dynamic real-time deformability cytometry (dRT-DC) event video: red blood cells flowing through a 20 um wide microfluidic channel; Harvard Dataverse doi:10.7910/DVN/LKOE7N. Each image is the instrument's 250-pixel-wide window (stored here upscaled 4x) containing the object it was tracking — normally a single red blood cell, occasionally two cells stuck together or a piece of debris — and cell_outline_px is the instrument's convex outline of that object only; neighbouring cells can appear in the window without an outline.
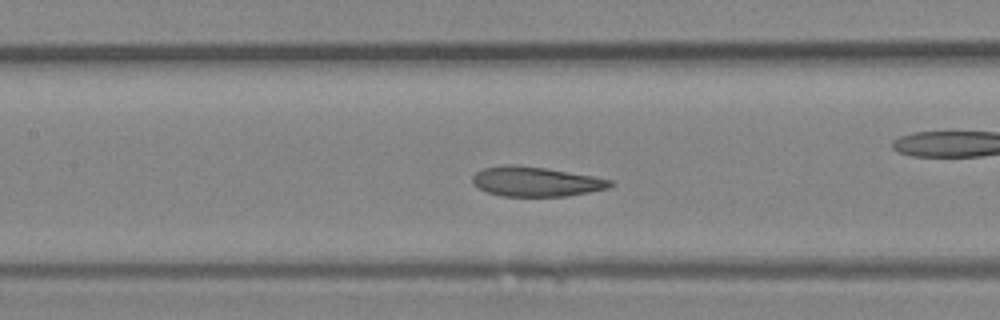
{"species": "Egyptian fruit bat (a non-hibernating species)", "species_latin": "Rousettus aegyptiacus", "temperature_condition": "room temperature", "stored_images_in_passage": 41, "camera_frame_rate_fps": 3000, "um_per_image_px": 0.085, "animal": {"sex": "female"}, "frame": {"image": 1, "passage_image": 18, "time_ms": 5.667, "image_size_px": [1000, 320], "cell_outline_px": [[616, 184], [608, 188], [588, 192], [564, 196], [504, 196], [488, 192], [472, 184], [472, 176], [476, 172], [484, 168], [508, 164], [512, 164], [544, 168], [592, 176], [612, 180]], "centroid_in_image_um": [45.54, 15.43], "position_along_channel_um": 161.9, "area_um2": 23.58}}